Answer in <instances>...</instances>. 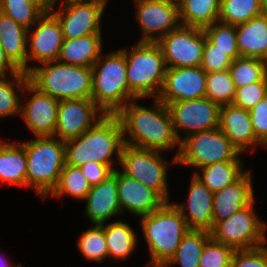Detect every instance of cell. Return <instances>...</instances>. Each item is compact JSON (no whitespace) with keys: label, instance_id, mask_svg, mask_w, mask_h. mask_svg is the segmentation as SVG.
Instances as JSON below:
<instances>
[{"label":"cell","instance_id":"obj_51","mask_svg":"<svg viewBox=\"0 0 267 267\" xmlns=\"http://www.w3.org/2000/svg\"><path fill=\"white\" fill-rule=\"evenodd\" d=\"M169 1H173V2L179 3L181 0H169Z\"/></svg>","mask_w":267,"mask_h":267},{"label":"cell","instance_id":"obj_28","mask_svg":"<svg viewBox=\"0 0 267 267\" xmlns=\"http://www.w3.org/2000/svg\"><path fill=\"white\" fill-rule=\"evenodd\" d=\"M135 230L128 223L117 220L104 223V236L107 244L108 257L125 260L132 255L138 245Z\"/></svg>","mask_w":267,"mask_h":267},{"label":"cell","instance_id":"obj_21","mask_svg":"<svg viewBox=\"0 0 267 267\" xmlns=\"http://www.w3.org/2000/svg\"><path fill=\"white\" fill-rule=\"evenodd\" d=\"M219 129L241 153H254L257 146L266 148L253 131L252 121L248 110L233 104L220 107Z\"/></svg>","mask_w":267,"mask_h":267},{"label":"cell","instance_id":"obj_18","mask_svg":"<svg viewBox=\"0 0 267 267\" xmlns=\"http://www.w3.org/2000/svg\"><path fill=\"white\" fill-rule=\"evenodd\" d=\"M207 73L200 67L167 68L157 99L164 104L205 97Z\"/></svg>","mask_w":267,"mask_h":267},{"label":"cell","instance_id":"obj_43","mask_svg":"<svg viewBox=\"0 0 267 267\" xmlns=\"http://www.w3.org/2000/svg\"><path fill=\"white\" fill-rule=\"evenodd\" d=\"M230 267H267V245L249 250H235Z\"/></svg>","mask_w":267,"mask_h":267},{"label":"cell","instance_id":"obj_44","mask_svg":"<svg viewBox=\"0 0 267 267\" xmlns=\"http://www.w3.org/2000/svg\"><path fill=\"white\" fill-rule=\"evenodd\" d=\"M256 138L267 148V96L249 110Z\"/></svg>","mask_w":267,"mask_h":267},{"label":"cell","instance_id":"obj_48","mask_svg":"<svg viewBox=\"0 0 267 267\" xmlns=\"http://www.w3.org/2000/svg\"><path fill=\"white\" fill-rule=\"evenodd\" d=\"M42 1L48 8L52 6V4L56 1V0H40Z\"/></svg>","mask_w":267,"mask_h":267},{"label":"cell","instance_id":"obj_1","mask_svg":"<svg viewBox=\"0 0 267 267\" xmlns=\"http://www.w3.org/2000/svg\"><path fill=\"white\" fill-rule=\"evenodd\" d=\"M138 100L141 99L130 101L116 114L122 124L124 143L161 152L175 149L177 152L171 161L177 165L180 141L175 134L168 106L154 98V104L148 108L138 104Z\"/></svg>","mask_w":267,"mask_h":267},{"label":"cell","instance_id":"obj_32","mask_svg":"<svg viewBox=\"0 0 267 267\" xmlns=\"http://www.w3.org/2000/svg\"><path fill=\"white\" fill-rule=\"evenodd\" d=\"M28 82V73L23 71L13 76L0 77V119L20 115L22 100L19 92L24 91Z\"/></svg>","mask_w":267,"mask_h":267},{"label":"cell","instance_id":"obj_29","mask_svg":"<svg viewBox=\"0 0 267 267\" xmlns=\"http://www.w3.org/2000/svg\"><path fill=\"white\" fill-rule=\"evenodd\" d=\"M243 165L242 161H218L198 168L193 175L214 193L236 182L247 171Z\"/></svg>","mask_w":267,"mask_h":267},{"label":"cell","instance_id":"obj_49","mask_svg":"<svg viewBox=\"0 0 267 267\" xmlns=\"http://www.w3.org/2000/svg\"><path fill=\"white\" fill-rule=\"evenodd\" d=\"M263 10L267 14V0H263Z\"/></svg>","mask_w":267,"mask_h":267},{"label":"cell","instance_id":"obj_50","mask_svg":"<svg viewBox=\"0 0 267 267\" xmlns=\"http://www.w3.org/2000/svg\"><path fill=\"white\" fill-rule=\"evenodd\" d=\"M263 62H264L265 71H266V74H267V55H266V57L263 59Z\"/></svg>","mask_w":267,"mask_h":267},{"label":"cell","instance_id":"obj_9","mask_svg":"<svg viewBox=\"0 0 267 267\" xmlns=\"http://www.w3.org/2000/svg\"><path fill=\"white\" fill-rule=\"evenodd\" d=\"M254 204L255 201L229 218L218 221L210 231L211 237L234 250L266 245L267 224L258 217Z\"/></svg>","mask_w":267,"mask_h":267},{"label":"cell","instance_id":"obj_46","mask_svg":"<svg viewBox=\"0 0 267 267\" xmlns=\"http://www.w3.org/2000/svg\"><path fill=\"white\" fill-rule=\"evenodd\" d=\"M21 71L10 61L0 44V77L13 76ZM9 73V74H8Z\"/></svg>","mask_w":267,"mask_h":267},{"label":"cell","instance_id":"obj_23","mask_svg":"<svg viewBox=\"0 0 267 267\" xmlns=\"http://www.w3.org/2000/svg\"><path fill=\"white\" fill-rule=\"evenodd\" d=\"M85 217L94 225L122 215L117 195V169L106 180L91 186L85 198Z\"/></svg>","mask_w":267,"mask_h":267},{"label":"cell","instance_id":"obj_36","mask_svg":"<svg viewBox=\"0 0 267 267\" xmlns=\"http://www.w3.org/2000/svg\"><path fill=\"white\" fill-rule=\"evenodd\" d=\"M229 71L236 89L262 81L267 76L263 60L250 57L232 60Z\"/></svg>","mask_w":267,"mask_h":267},{"label":"cell","instance_id":"obj_24","mask_svg":"<svg viewBox=\"0 0 267 267\" xmlns=\"http://www.w3.org/2000/svg\"><path fill=\"white\" fill-rule=\"evenodd\" d=\"M103 43L102 34H91L64 40L57 61L92 68L102 54Z\"/></svg>","mask_w":267,"mask_h":267},{"label":"cell","instance_id":"obj_26","mask_svg":"<svg viewBox=\"0 0 267 267\" xmlns=\"http://www.w3.org/2000/svg\"><path fill=\"white\" fill-rule=\"evenodd\" d=\"M238 51L241 57L263 60L267 55V14L236 26Z\"/></svg>","mask_w":267,"mask_h":267},{"label":"cell","instance_id":"obj_19","mask_svg":"<svg viewBox=\"0 0 267 267\" xmlns=\"http://www.w3.org/2000/svg\"><path fill=\"white\" fill-rule=\"evenodd\" d=\"M186 203H173L181 212L189 229H213V193L192 175Z\"/></svg>","mask_w":267,"mask_h":267},{"label":"cell","instance_id":"obj_40","mask_svg":"<svg viewBox=\"0 0 267 267\" xmlns=\"http://www.w3.org/2000/svg\"><path fill=\"white\" fill-rule=\"evenodd\" d=\"M235 250L210 237L202 250L199 267H230Z\"/></svg>","mask_w":267,"mask_h":267},{"label":"cell","instance_id":"obj_16","mask_svg":"<svg viewBox=\"0 0 267 267\" xmlns=\"http://www.w3.org/2000/svg\"><path fill=\"white\" fill-rule=\"evenodd\" d=\"M64 42L63 32L59 21L47 11L27 34V73L33 65L28 63H45L57 61L61 46Z\"/></svg>","mask_w":267,"mask_h":267},{"label":"cell","instance_id":"obj_8","mask_svg":"<svg viewBox=\"0 0 267 267\" xmlns=\"http://www.w3.org/2000/svg\"><path fill=\"white\" fill-rule=\"evenodd\" d=\"M242 153L218 128L188 135L180 142L177 165L201 168L218 161H242Z\"/></svg>","mask_w":267,"mask_h":267},{"label":"cell","instance_id":"obj_15","mask_svg":"<svg viewBox=\"0 0 267 267\" xmlns=\"http://www.w3.org/2000/svg\"><path fill=\"white\" fill-rule=\"evenodd\" d=\"M105 115L92 99L61 100L57 108L54 137L62 141L76 138Z\"/></svg>","mask_w":267,"mask_h":267},{"label":"cell","instance_id":"obj_35","mask_svg":"<svg viewBox=\"0 0 267 267\" xmlns=\"http://www.w3.org/2000/svg\"><path fill=\"white\" fill-rule=\"evenodd\" d=\"M91 185L80 167L65 164L60 174L58 185L49 194L60 198L69 195L74 199L85 200Z\"/></svg>","mask_w":267,"mask_h":267},{"label":"cell","instance_id":"obj_41","mask_svg":"<svg viewBox=\"0 0 267 267\" xmlns=\"http://www.w3.org/2000/svg\"><path fill=\"white\" fill-rule=\"evenodd\" d=\"M266 96L267 76L262 81L250 83L237 88L232 104L249 111Z\"/></svg>","mask_w":267,"mask_h":267},{"label":"cell","instance_id":"obj_6","mask_svg":"<svg viewBox=\"0 0 267 267\" xmlns=\"http://www.w3.org/2000/svg\"><path fill=\"white\" fill-rule=\"evenodd\" d=\"M29 82L58 101L91 99L92 68L50 61L32 66Z\"/></svg>","mask_w":267,"mask_h":267},{"label":"cell","instance_id":"obj_34","mask_svg":"<svg viewBox=\"0 0 267 267\" xmlns=\"http://www.w3.org/2000/svg\"><path fill=\"white\" fill-rule=\"evenodd\" d=\"M0 11L29 29L48 11V7L40 0H0Z\"/></svg>","mask_w":267,"mask_h":267},{"label":"cell","instance_id":"obj_39","mask_svg":"<svg viewBox=\"0 0 267 267\" xmlns=\"http://www.w3.org/2000/svg\"><path fill=\"white\" fill-rule=\"evenodd\" d=\"M203 31L206 38L216 45L217 49L226 52L232 60L241 57L238 51L236 26L218 21L204 27Z\"/></svg>","mask_w":267,"mask_h":267},{"label":"cell","instance_id":"obj_13","mask_svg":"<svg viewBox=\"0 0 267 267\" xmlns=\"http://www.w3.org/2000/svg\"><path fill=\"white\" fill-rule=\"evenodd\" d=\"M167 106L180 142L190 134L219 127L221 106L207 97L176 101ZM182 131L184 135L180 134Z\"/></svg>","mask_w":267,"mask_h":267},{"label":"cell","instance_id":"obj_20","mask_svg":"<svg viewBox=\"0 0 267 267\" xmlns=\"http://www.w3.org/2000/svg\"><path fill=\"white\" fill-rule=\"evenodd\" d=\"M117 195L122 210L137 218L158 210L165 201L152 189L138 180L129 178L117 169Z\"/></svg>","mask_w":267,"mask_h":267},{"label":"cell","instance_id":"obj_17","mask_svg":"<svg viewBox=\"0 0 267 267\" xmlns=\"http://www.w3.org/2000/svg\"><path fill=\"white\" fill-rule=\"evenodd\" d=\"M23 95L27 93L29 99L21 98L20 117L25 126L34 133L35 137L54 136L57 122V108L59 102L56 98L39 91L30 82L25 85ZM23 105V106H22Z\"/></svg>","mask_w":267,"mask_h":267},{"label":"cell","instance_id":"obj_31","mask_svg":"<svg viewBox=\"0 0 267 267\" xmlns=\"http://www.w3.org/2000/svg\"><path fill=\"white\" fill-rule=\"evenodd\" d=\"M210 237V231L189 229L174 255L163 267H172L177 264L181 267H199L202 250Z\"/></svg>","mask_w":267,"mask_h":267},{"label":"cell","instance_id":"obj_4","mask_svg":"<svg viewBox=\"0 0 267 267\" xmlns=\"http://www.w3.org/2000/svg\"><path fill=\"white\" fill-rule=\"evenodd\" d=\"M140 225L150 252V262L145 267H163L189 231L184 217L171 201L140 217Z\"/></svg>","mask_w":267,"mask_h":267},{"label":"cell","instance_id":"obj_12","mask_svg":"<svg viewBox=\"0 0 267 267\" xmlns=\"http://www.w3.org/2000/svg\"><path fill=\"white\" fill-rule=\"evenodd\" d=\"M206 35L202 28L181 25L163 36L160 46L167 68L200 66Z\"/></svg>","mask_w":267,"mask_h":267},{"label":"cell","instance_id":"obj_38","mask_svg":"<svg viewBox=\"0 0 267 267\" xmlns=\"http://www.w3.org/2000/svg\"><path fill=\"white\" fill-rule=\"evenodd\" d=\"M80 235L77 242L82 256L87 260L102 262L108 258L107 244L104 236V224L92 225Z\"/></svg>","mask_w":267,"mask_h":267},{"label":"cell","instance_id":"obj_42","mask_svg":"<svg viewBox=\"0 0 267 267\" xmlns=\"http://www.w3.org/2000/svg\"><path fill=\"white\" fill-rule=\"evenodd\" d=\"M232 59L226 52L217 49L207 38L205 40L203 59L200 67L206 72H218L229 70Z\"/></svg>","mask_w":267,"mask_h":267},{"label":"cell","instance_id":"obj_33","mask_svg":"<svg viewBox=\"0 0 267 267\" xmlns=\"http://www.w3.org/2000/svg\"><path fill=\"white\" fill-rule=\"evenodd\" d=\"M263 13V0H220L221 23L237 26Z\"/></svg>","mask_w":267,"mask_h":267},{"label":"cell","instance_id":"obj_25","mask_svg":"<svg viewBox=\"0 0 267 267\" xmlns=\"http://www.w3.org/2000/svg\"><path fill=\"white\" fill-rule=\"evenodd\" d=\"M28 29L0 11V44L10 61L27 73Z\"/></svg>","mask_w":267,"mask_h":267},{"label":"cell","instance_id":"obj_37","mask_svg":"<svg viewBox=\"0 0 267 267\" xmlns=\"http://www.w3.org/2000/svg\"><path fill=\"white\" fill-rule=\"evenodd\" d=\"M235 85L229 70L207 73L205 97L222 105L233 103Z\"/></svg>","mask_w":267,"mask_h":267},{"label":"cell","instance_id":"obj_2","mask_svg":"<svg viewBox=\"0 0 267 267\" xmlns=\"http://www.w3.org/2000/svg\"><path fill=\"white\" fill-rule=\"evenodd\" d=\"M64 143L67 165L80 167L94 161L113 170L117 169L114 163L120 162L125 145L122 124L116 115H105L92 128Z\"/></svg>","mask_w":267,"mask_h":267},{"label":"cell","instance_id":"obj_11","mask_svg":"<svg viewBox=\"0 0 267 267\" xmlns=\"http://www.w3.org/2000/svg\"><path fill=\"white\" fill-rule=\"evenodd\" d=\"M57 2L62 3L54 11ZM107 0H56L48 11L59 21L64 40L102 34L101 20Z\"/></svg>","mask_w":267,"mask_h":267},{"label":"cell","instance_id":"obj_14","mask_svg":"<svg viewBox=\"0 0 267 267\" xmlns=\"http://www.w3.org/2000/svg\"><path fill=\"white\" fill-rule=\"evenodd\" d=\"M134 1L135 7L137 6L135 19L142 32L138 42L157 43L167 33L182 25L179 3L169 0Z\"/></svg>","mask_w":267,"mask_h":267},{"label":"cell","instance_id":"obj_47","mask_svg":"<svg viewBox=\"0 0 267 267\" xmlns=\"http://www.w3.org/2000/svg\"><path fill=\"white\" fill-rule=\"evenodd\" d=\"M4 258L5 256L2 257V255L0 254V267H15L13 266V264L10 263V261L8 262V259L6 260ZM22 265V263H19L16 265V267H23Z\"/></svg>","mask_w":267,"mask_h":267},{"label":"cell","instance_id":"obj_27","mask_svg":"<svg viewBox=\"0 0 267 267\" xmlns=\"http://www.w3.org/2000/svg\"><path fill=\"white\" fill-rule=\"evenodd\" d=\"M27 157L21 143L0 140V185L27 188Z\"/></svg>","mask_w":267,"mask_h":267},{"label":"cell","instance_id":"obj_3","mask_svg":"<svg viewBox=\"0 0 267 267\" xmlns=\"http://www.w3.org/2000/svg\"><path fill=\"white\" fill-rule=\"evenodd\" d=\"M102 55L92 66L91 99L106 115H116L127 103L139 98L128 86L124 52L120 49Z\"/></svg>","mask_w":267,"mask_h":267},{"label":"cell","instance_id":"obj_45","mask_svg":"<svg viewBox=\"0 0 267 267\" xmlns=\"http://www.w3.org/2000/svg\"><path fill=\"white\" fill-rule=\"evenodd\" d=\"M80 168L91 186L106 180L114 172L111 167L94 161L85 163Z\"/></svg>","mask_w":267,"mask_h":267},{"label":"cell","instance_id":"obj_7","mask_svg":"<svg viewBox=\"0 0 267 267\" xmlns=\"http://www.w3.org/2000/svg\"><path fill=\"white\" fill-rule=\"evenodd\" d=\"M126 56L129 89L139 98H157L163 87L166 64L157 43L137 42L131 50L121 49Z\"/></svg>","mask_w":267,"mask_h":267},{"label":"cell","instance_id":"obj_22","mask_svg":"<svg viewBox=\"0 0 267 267\" xmlns=\"http://www.w3.org/2000/svg\"><path fill=\"white\" fill-rule=\"evenodd\" d=\"M251 174L247 170L236 182L213 193V227L256 201Z\"/></svg>","mask_w":267,"mask_h":267},{"label":"cell","instance_id":"obj_30","mask_svg":"<svg viewBox=\"0 0 267 267\" xmlns=\"http://www.w3.org/2000/svg\"><path fill=\"white\" fill-rule=\"evenodd\" d=\"M179 12L183 26L203 29L219 21L220 0H181Z\"/></svg>","mask_w":267,"mask_h":267},{"label":"cell","instance_id":"obj_5","mask_svg":"<svg viewBox=\"0 0 267 267\" xmlns=\"http://www.w3.org/2000/svg\"><path fill=\"white\" fill-rule=\"evenodd\" d=\"M20 143L27 157V188L34 189L46 200L58 185L66 164L65 143L54 136L35 137Z\"/></svg>","mask_w":267,"mask_h":267},{"label":"cell","instance_id":"obj_10","mask_svg":"<svg viewBox=\"0 0 267 267\" xmlns=\"http://www.w3.org/2000/svg\"><path fill=\"white\" fill-rule=\"evenodd\" d=\"M162 153L165 152L125 144L119 162L122 170L119 171L154 190L165 202H170L167 182L169 165Z\"/></svg>","mask_w":267,"mask_h":267}]
</instances>
